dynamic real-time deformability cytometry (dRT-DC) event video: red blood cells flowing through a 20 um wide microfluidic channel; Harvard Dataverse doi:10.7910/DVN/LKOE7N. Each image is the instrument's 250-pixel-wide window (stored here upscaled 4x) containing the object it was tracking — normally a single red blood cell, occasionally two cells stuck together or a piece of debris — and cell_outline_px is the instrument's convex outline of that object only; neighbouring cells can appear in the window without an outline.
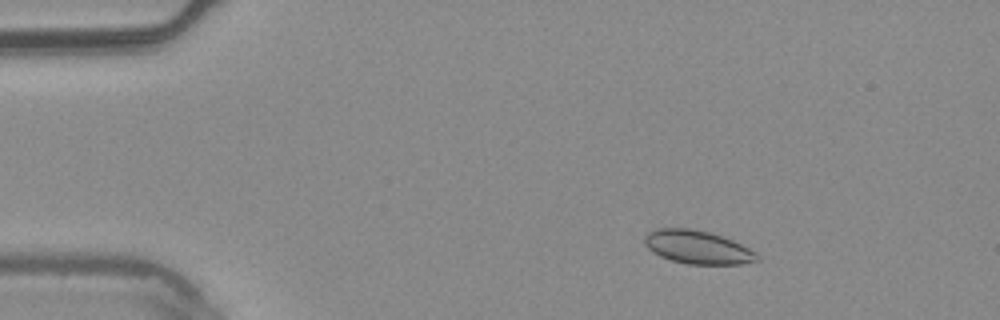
{"species": "common noctule bat (a hibernating species)", "species_latin": "Nyctalus noctula", "temperature_condition": "warm", "stored_images_in_passage": 3, "camera_frame_rate_fps": 3000, "um_per_image_px": 0.085, "animal": {"sex": "male", "body_mass_g": 20.4}, "frame": {"image": 1, "passage_image": 1, "time_ms": 0.0, "image_size_px": [1000, 320], "cell_outline_px": [[760, 260], [740, 264], [688, 264], [672, 260], [660, 256], [652, 252], [644, 244], [644, 236], [648, 232], [656, 228], [688, 228], [708, 232], [732, 240], [756, 252], [760, 256]], "centroid_in_image_um": [59.27, 21.01], "position_along_channel_um": 25.7, "area_um2": 21.79}}